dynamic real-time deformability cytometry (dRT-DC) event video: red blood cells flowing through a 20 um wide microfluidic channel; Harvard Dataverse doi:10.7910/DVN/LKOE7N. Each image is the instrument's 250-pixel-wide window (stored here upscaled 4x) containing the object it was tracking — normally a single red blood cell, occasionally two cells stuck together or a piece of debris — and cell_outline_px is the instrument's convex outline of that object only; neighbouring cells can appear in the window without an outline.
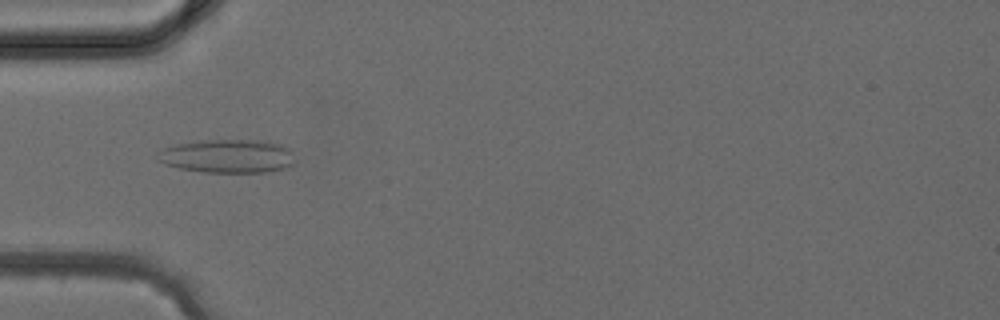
{"species": "common noctule bat (a hibernating species)", "species_latin": "Nyctalus noctula", "temperature_condition": "cold", "stored_images_in_passage": 31, "camera_frame_rate_fps": 3000, "um_per_image_px": 0.085, "animal": {"sex": "female", "body_mass_g": 24.6, "forearm_length_mm": 56.2}, "frame": {"image": 1, "passage_image": 5, "time_ms": 1.333, "image_size_px": [1000, 320], "cell_outline_px": [[296, 164], [288, 168], [268, 172], [204, 172], [180, 168], [164, 164], [156, 160], [156, 156], [164, 148], [176, 144], [200, 140], [256, 140], [284, 144], [292, 152], [296, 160]], "centroid_in_image_um": [19.4, 13.27], "position_along_channel_um": 65.6, "area_um2": 27.22}}
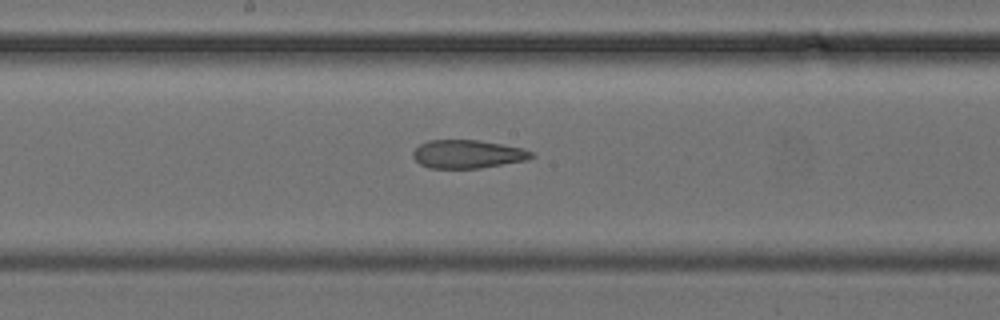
{"frame": {"image": 2, "passage_image": 13, "time_ms": 4.0, "image_size_px": [1000, 320], "cell_outline_px": [[536, 156], [528, 160], [480, 168], [428, 168], [420, 164], [412, 156], [412, 152], [420, 144], [428, 140], [480, 140], [524, 148], [532, 152]], "centroid_in_image_um": [39.77, 13.1], "position_along_channel_um": 208.4, "area_um2": 19.71}}
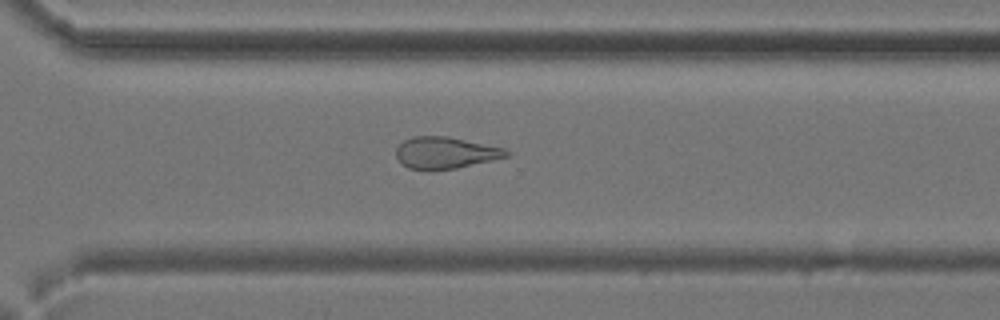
{"frame": {"image": 3, "passage_image": 20, "time_ms": 6.333, "image_size_px": [1000, 320], "cell_outline_px": [[512, 156], [456, 168], [428, 172], [408, 168], [396, 156], [396, 148], [404, 140], [412, 136], [448, 136], [504, 148], [512, 152]], "centroid_in_image_um": [37.88, 13.0], "position_along_channel_um": 332.7, "area_um2": 20.75}}